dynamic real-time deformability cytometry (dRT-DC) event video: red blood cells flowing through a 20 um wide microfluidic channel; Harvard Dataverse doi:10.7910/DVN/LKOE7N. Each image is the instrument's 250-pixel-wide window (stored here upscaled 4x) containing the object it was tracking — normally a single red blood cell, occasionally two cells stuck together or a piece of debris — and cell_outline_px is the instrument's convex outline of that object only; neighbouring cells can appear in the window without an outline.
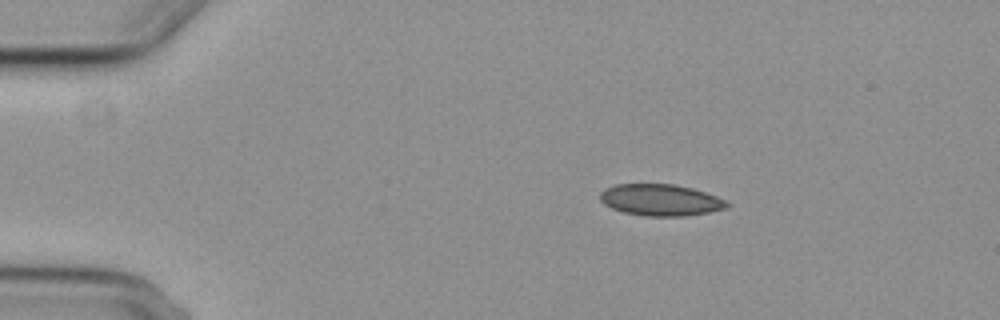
{"species": "common noctule bat (a hibernating species)", "species_latin": "Nyctalus noctula", "temperature_condition": "cold", "stored_images_in_passage": 4, "camera_frame_rate_fps": 3000, "um_per_image_px": 0.085, "animal": {"sex": "female", "body_mass_g": 29.2, "forearm_length_mm": 56.3}, "frame": {"image": 1, "passage_image": 1, "time_ms": 0.0, "image_size_px": [1000, 320], "cell_outline_px": [[728, 204], [724, 208], [708, 212], [684, 216], [644, 216], [624, 212], [612, 208], [604, 204], [600, 200], [600, 192], [604, 188], [616, 184], [676, 184], [692, 188], [716, 196], [724, 200]], "centroid_in_image_um": [56.09, 16.99], "position_along_channel_um": 28.9, "area_um2": 23.18}}